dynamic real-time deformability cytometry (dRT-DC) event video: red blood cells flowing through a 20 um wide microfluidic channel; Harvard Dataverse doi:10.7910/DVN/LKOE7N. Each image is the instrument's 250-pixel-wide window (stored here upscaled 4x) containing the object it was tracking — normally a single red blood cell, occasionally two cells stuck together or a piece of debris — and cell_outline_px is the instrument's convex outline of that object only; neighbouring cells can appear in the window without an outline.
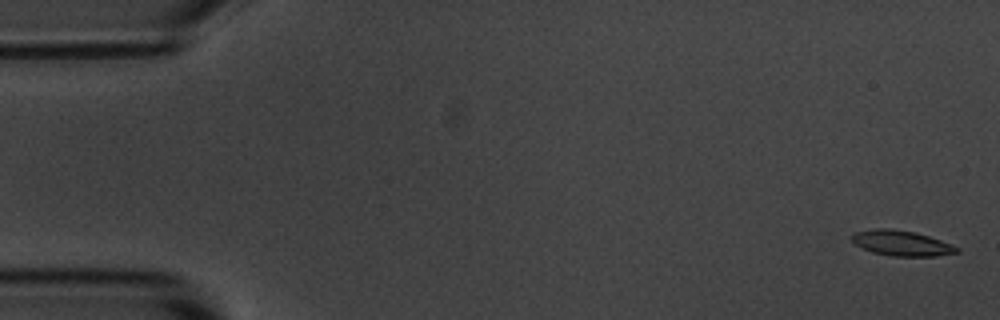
{"species": "common noctule bat (a hibernating species)", "species_latin": "Nyctalus noctula", "temperature_condition": "room temperature", "stored_images_in_passage": 4, "camera_frame_rate_fps": 3000, "um_per_image_px": 0.085, "animal": {"sex": "male", "body_mass_g": 20.1, "forearm_length_mm": 53.5}, "frame": {"image": 1, "passage_image": 1, "time_ms": 0.0, "image_size_px": [1000, 320], "cell_outline_px": [[960, 252], [936, 256], [892, 256], [872, 252], [856, 244], [852, 240], [852, 232], [876, 228], [892, 228], [916, 232], [940, 240], [960, 248]], "centroid_in_image_um": [76.63, 20.66], "position_along_channel_um": 8.4, "area_um2": 15.49}}
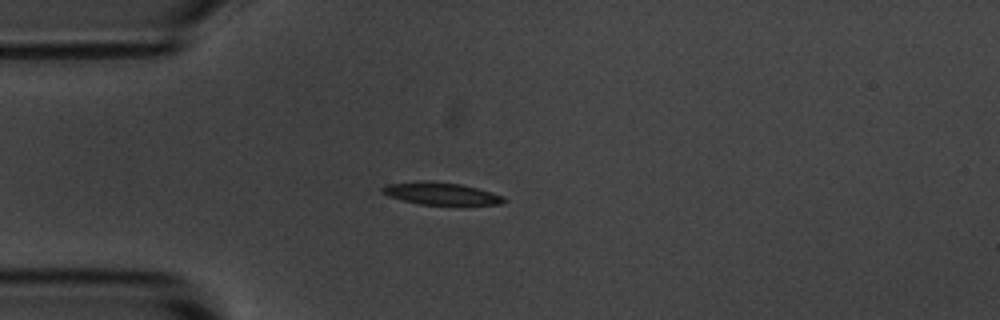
{"frame": {"image": 2, "passage_image": 4, "time_ms": 4.333, "image_size_px": [1000, 320], "cell_outline_px": [[508, 200], [500, 204], [420, 204], [388, 196], [380, 192], [380, 188], [384, 184], [416, 180], [432, 180], [460, 184], [492, 192], [504, 196]], "centroid_in_image_um": [37.41, 16.42], "position_along_channel_um": 47.6, "area_um2": 15.95}}